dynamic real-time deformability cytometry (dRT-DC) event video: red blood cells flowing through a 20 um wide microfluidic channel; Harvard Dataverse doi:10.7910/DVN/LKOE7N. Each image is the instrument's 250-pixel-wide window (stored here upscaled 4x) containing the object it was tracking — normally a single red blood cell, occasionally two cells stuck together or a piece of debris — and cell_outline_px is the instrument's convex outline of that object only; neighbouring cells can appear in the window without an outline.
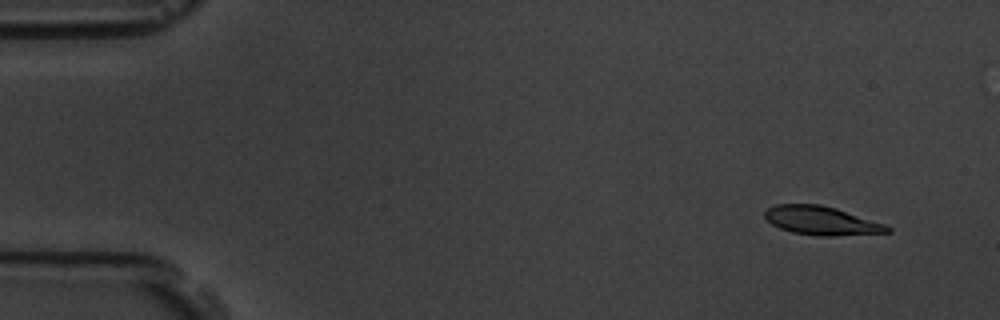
{"species": "common noctule bat (a hibernating species)", "species_latin": "Nyctalus noctula", "temperature_condition": "room temperature", "stored_images_in_passage": 12, "camera_frame_rate_fps": 3000, "um_per_image_px": 0.085, "animal": {"sex": "male", "body_mass_g": 19.5, "forearm_length_mm": 54.6}, "frame": {"image": 1, "passage_image": 1, "time_ms": 0.0, "image_size_px": [1000, 320], "cell_outline_px": [[892, 232], [832, 236], [816, 236], [792, 232], [780, 228], [772, 224], [764, 216], [764, 212], [768, 208], [776, 204], [820, 204], [836, 208], [888, 224], [892, 228]], "centroid_in_image_um": [69.88, 18.76], "position_along_channel_um": 15.1, "area_um2": 20.69}}
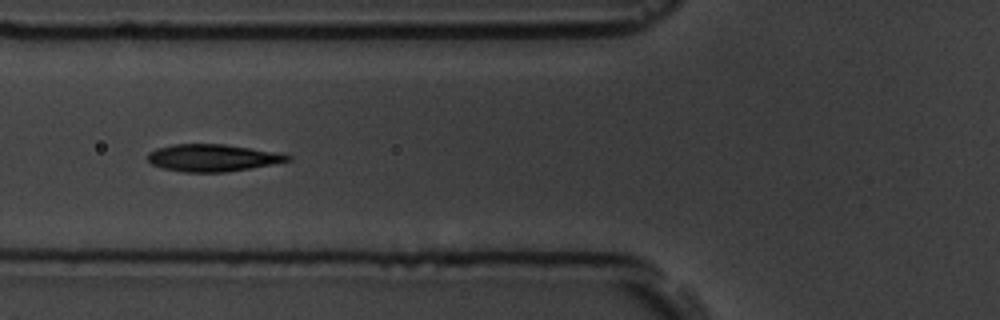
{"frame": {"image": 2, "passage_image": 5, "time_ms": 5.667, "image_size_px": [1000, 320], "cell_outline_px": [[292, 160], [272, 164], [224, 172], [184, 172], [160, 168], [152, 164], [148, 160], [148, 152], [156, 148], [172, 144], [224, 144], [272, 152], [292, 156]], "centroid_in_image_um": [17.99, 13.41], "position_along_channel_um": 107.8, "area_um2": 21.91}}
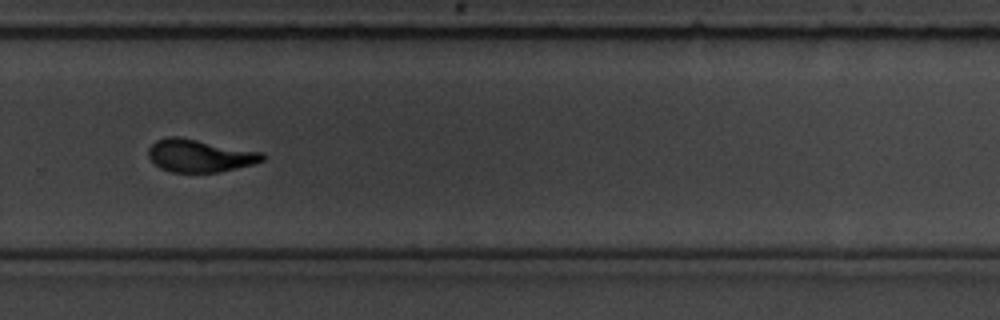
{"frame": {"image": 3, "passage_image": 10, "time_ms": 11.333, "image_size_px": [1000, 320], "cell_outline_px": [[268, 156], [264, 160], [252, 164], [220, 172], [172, 172], [160, 168], [148, 156], [148, 148], [156, 140], [168, 136], [180, 136], [264, 152]], "centroid_in_image_um": [17.01, 13.21], "position_along_channel_um": 312.8, "area_um2": 21.96}, "authors_computed_cell_mechanics": {"area_um2": 21.8195, "velocity_mm_per_s": 3.619, "shape_relaxation_time_tau1_ms": 3.8564, "shape_relaxation_time_tau2_ms": 3.0879, "deformation_change_tau1": 0.1269, "deformation_change_tau2": 0.0473}}